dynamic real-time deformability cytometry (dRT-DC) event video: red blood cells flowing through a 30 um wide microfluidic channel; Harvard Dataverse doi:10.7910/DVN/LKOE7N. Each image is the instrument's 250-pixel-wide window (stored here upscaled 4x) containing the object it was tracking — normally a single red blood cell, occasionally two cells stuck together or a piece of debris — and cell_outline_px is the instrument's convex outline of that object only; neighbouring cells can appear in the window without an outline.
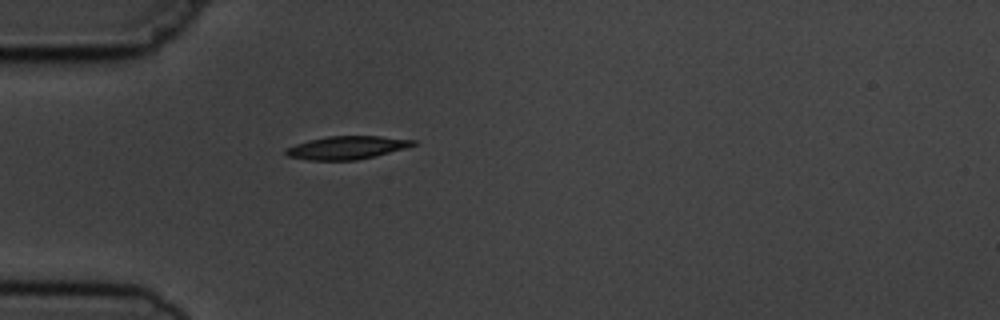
{"species": "common noctule bat (a hibernating species)", "species_latin": "Nyctalus noctula", "temperature_condition": "cold", "stored_images_in_passage": 1, "camera_frame_rate_fps": 3000, "um_per_image_px": 0.085, "animal": {"sex": "male", "body_mass_g": 19.5, "forearm_length_mm": 54.6}, "frame": {"image": 1, "passage_image": 1, "time_ms": 0.0, "image_size_px": [1000, 320], "cell_outline_px": [[416, 144], [404, 148], [376, 156], [356, 160], [308, 160], [288, 156], [284, 152], [284, 148], [308, 140], [328, 136], [380, 136], [416, 140]], "centroid_in_image_um": [29.45, 12.55], "position_along_channel_um": 55.5, "area_um2": 17.11}}